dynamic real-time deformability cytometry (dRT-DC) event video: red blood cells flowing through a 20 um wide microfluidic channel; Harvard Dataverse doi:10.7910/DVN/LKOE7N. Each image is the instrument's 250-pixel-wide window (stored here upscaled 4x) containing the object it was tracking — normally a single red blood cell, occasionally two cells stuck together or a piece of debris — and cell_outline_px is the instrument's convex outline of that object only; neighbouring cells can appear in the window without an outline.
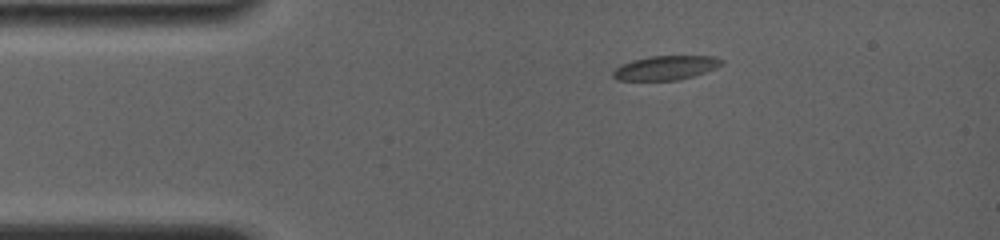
{"species": "common noctule bat (a hibernating species)", "species_latin": "Nyctalus noctula", "temperature_condition": "room temperature", "stored_images_in_passage": 11, "camera_frame_rate_fps": 4000, "um_per_image_px": 0.085, "animal": {"sex": "female", "body_mass_g": 19.0, "forearm_length_mm": 56.7}, "frame": {"image": 1, "passage_image": 1, "time_ms": 0.0, "image_size_px": [1000, 240], "cell_outline_px": [[724, 64], [716, 68], [680, 80], [616, 80], [612, 76], [612, 72], [620, 64], [632, 60], [648, 56], [716, 56], [724, 60]], "centroid_in_image_um": [56.58, 5.75], "position_along_channel_um": 28.4, "area_um2": 15.43}}
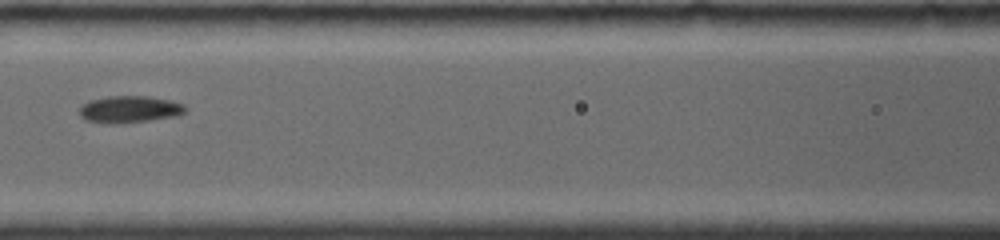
{"frame": {"image": 2, "passage_image": 7, "time_ms": 4.5, "image_size_px": [1000, 240], "cell_outline_px": [[188, 108], [184, 112], [176, 116], [148, 120], [116, 124], [112, 124], [84, 120], [80, 116], [80, 108], [88, 100], [108, 96], [148, 96], [172, 100], [184, 104]], "centroid_in_image_um": [11.02, 9.28], "position_along_channel_um": 155.6, "area_um2": 16.7}}
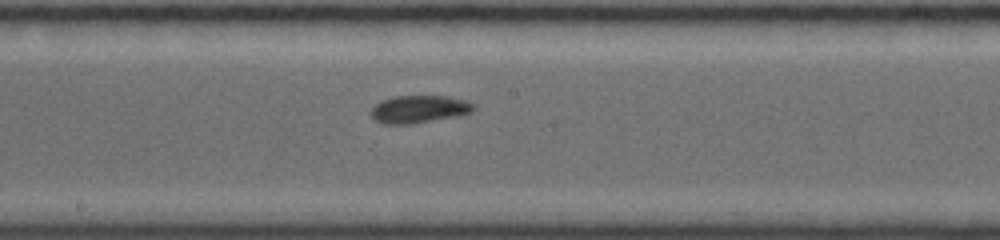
{"frame": {"image": 3, "passage_image": 10, "time_ms": 6.0, "image_size_px": [1000, 240], "cell_outline_px": [[476, 108], [472, 112], [456, 116], [412, 124], [384, 124], [376, 120], [372, 116], [372, 108], [380, 100], [396, 96], [448, 96], [464, 100], [472, 104]], "centroid_in_image_um": [35.62, 9.28], "position_along_channel_um": 212.6, "area_um2": 16.36}}